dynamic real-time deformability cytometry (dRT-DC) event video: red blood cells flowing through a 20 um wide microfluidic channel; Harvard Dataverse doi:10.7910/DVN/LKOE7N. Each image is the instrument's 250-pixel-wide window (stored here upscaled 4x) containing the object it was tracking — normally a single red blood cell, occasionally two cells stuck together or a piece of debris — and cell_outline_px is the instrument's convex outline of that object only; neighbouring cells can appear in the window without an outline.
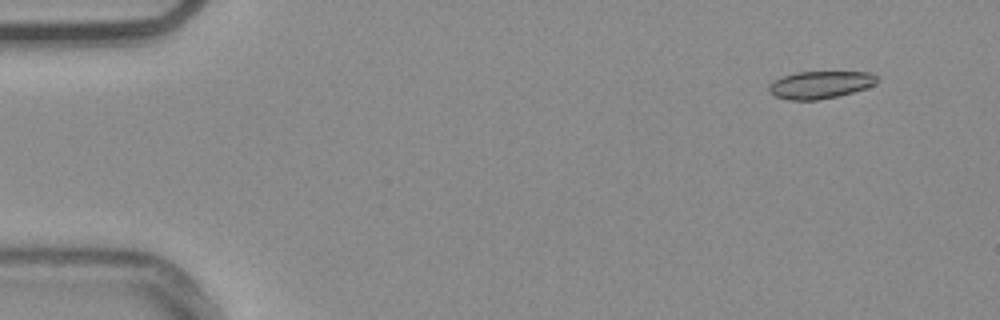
{"species": "common noctule bat (a hibernating species)", "species_latin": "Nyctalus noctula", "temperature_condition": "warm", "stored_images_in_passage": 50, "camera_frame_rate_fps": 3000, "um_per_image_px": 0.085, "animal": {"sex": "male", "body_mass_g": 20.4}, "frame": {"image": 1, "passage_image": 1, "time_ms": 0.0, "image_size_px": [1000, 320], "cell_outline_px": [[876, 84], [852, 92], [836, 96], [816, 100], [788, 100], [776, 96], [768, 92], [768, 84], [772, 80], [796, 72], [868, 72], [876, 76]], "centroid_in_image_um": [69.65, 7.2], "position_along_channel_um": 15.4, "area_um2": 17.17}}
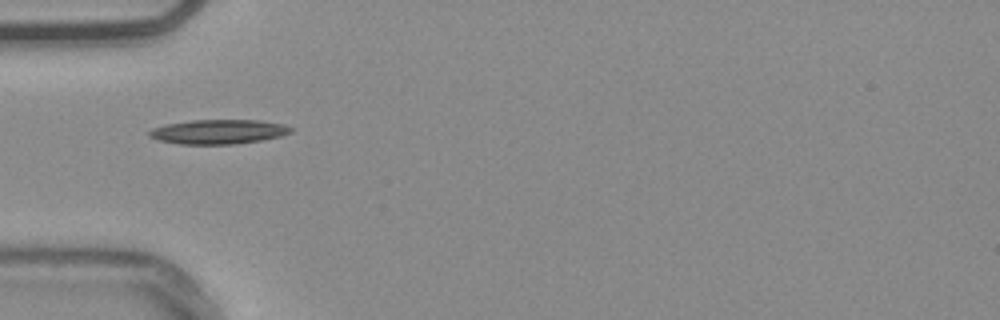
{"frame": {"image": 2, "passage_image": 14, "time_ms": 4.333, "image_size_px": [1000, 320], "cell_outline_px": [[292, 132], [280, 136], [260, 140], [236, 144], [180, 144], [160, 140], [148, 136], [148, 132], [152, 128], [164, 124], [192, 120], [260, 120], [284, 124], [292, 128]], "centroid_in_image_um": [18.56, 11.19], "position_along_channel_um": 66.4, "area_um2": 20.17}}
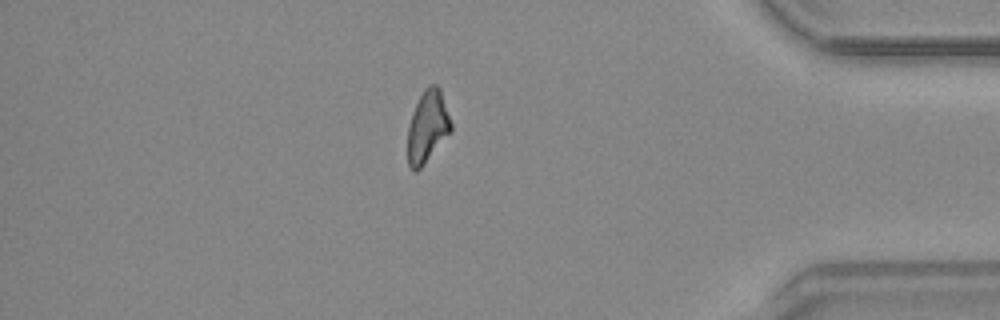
{"frame": {"image": 3, "passage_image": 43, "time_ms": 14.0, "image_size_px": [1000, 320], "cell_outline_px": [[452, 132], [424, 164], [416, 172], [412, 172], [408, 164], [408, 128], [412, 112], [424, 88], [428, 84], [436, 84], [440, 88], [452, 124]], "centroid_in_image_um": [36.35, 10.77], "position_along_channel_um": 398.9, "area_um2": 18.32}}